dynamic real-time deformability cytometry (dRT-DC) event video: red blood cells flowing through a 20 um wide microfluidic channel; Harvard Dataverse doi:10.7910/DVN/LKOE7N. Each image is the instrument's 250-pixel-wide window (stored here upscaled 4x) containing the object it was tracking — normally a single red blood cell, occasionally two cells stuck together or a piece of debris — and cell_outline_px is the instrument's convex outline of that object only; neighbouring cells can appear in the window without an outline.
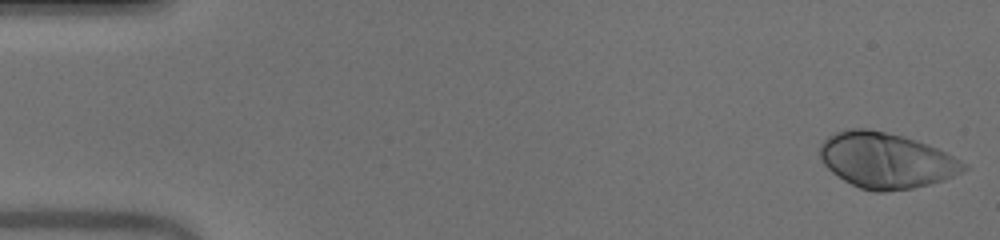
{"species": "human", "species_latin": "Homo sapiens", "temperature_condition": "warm", "stored_images_in_passage": 51, "camera_frame_rate_fps": 3000, "um_per_image_px": 0.085, "donor": {"sex": "male"}, "frame": {"image": 1, "passage_image": 1, "time_ms": 0.0, "image_size_px": [1000, 240], "cell_outline_px": [[968, 168], [944, 180], [912, 188], [884, 192], [876, 192], [860, 188], [844, 180], [832, 172], [820, 160], [820, 144], [828, 136], [836, 132], [848, 128], [868, 128], [904, 136], [916, 140], [936, 148], [968, 164]], "centroid_in_image_um": [75.29, 13.63], "position_along_channel_um": 9.7, "area_um2": 46.36}}
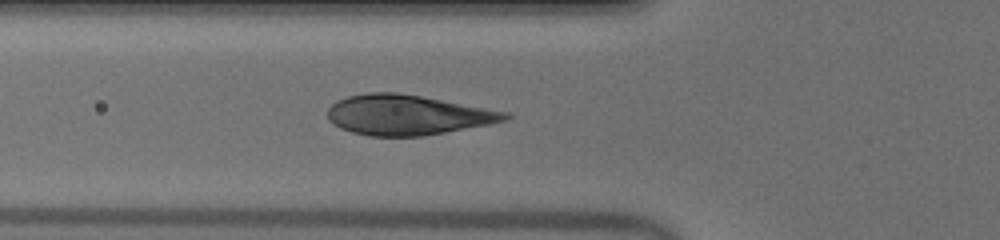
{"frame": {"image": 2, "passage_image": 18, "time_ms": 5.667, "image_size_px": [1000, 240], "cell_outline_px": [[512, 116], [508, 120], [488, 124], [424, 136], [368, 136], [352, 132], [340, 128], [332, 124], [328, 120], [328, 108], [336, 100], [348, 96], [368, 92], [396, 92], [420, 96], [512, 112]], "centroid_in_image_um": [34.64, 9.77], "position_along_channel_um": 91.2, "area_um2": 41.62}}
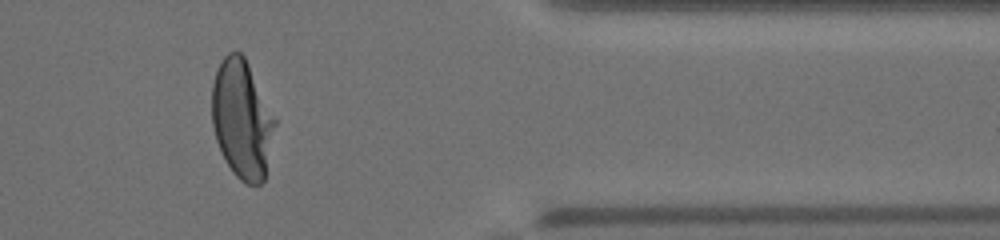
{"frame": {"image": 3, "passage_image": 42, "time_ms": 13.667, "image_size_px": [1000, 240], "cell_outline_px": [[276, 124], [264, 180], [260, 184], [248, 184], [240, 180], [232, 172], [216, 140], [212, 124], [212, 84], [216, 72], [224, 56], [228, 52], [240, 52], [244, 56], [276, 120]], "centroid_in_image_um": [20.56, 10.14], "position_along_channel_um": 390.8, "area_um2": 43.0}, "authors_computed_cell_mechanics": {"area_um2": 43.8702, "velocity_mm_per_s": 3.9986, "shape_relaxation_time_tau1_ms": 3.0018, "shape_relaxation_time_tau2_ms": null, "deformation_change_tau1": 0.2168, "deformation_change_tau2": null}}